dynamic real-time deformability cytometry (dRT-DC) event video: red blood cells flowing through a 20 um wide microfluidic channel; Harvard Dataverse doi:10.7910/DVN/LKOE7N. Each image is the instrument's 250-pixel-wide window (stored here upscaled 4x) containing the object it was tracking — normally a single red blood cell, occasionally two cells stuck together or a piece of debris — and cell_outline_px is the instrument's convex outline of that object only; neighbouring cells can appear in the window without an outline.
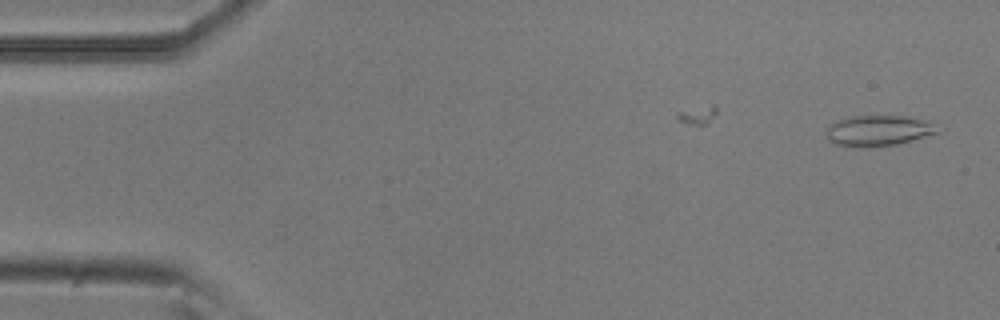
{"species": "common noctule bat (a hibernating species)", "species_latin": "Nyctalus noctula", "temperature_condition": "room temperature", "stored_images_in_passage": 9, "camera_frame_rate_fps": 3000, "um_per_image_px": 0.085, "animal": {"sex": "male", "body_mass_g": 20.5, "forearm_length_mm": 52.5}, "frame": {"image": 1, "passage_image": 1, "time_ms": 0.0, "image_size_px": [1000, 320], "cell_outline_px": [[940, 132], [912, 140], [896, 144], [860, 148], [836, 144], [828, 140], [828, 128], [836, 120], [848, 116], [880, 112], [908, 116], [932, 124]], "centroid_in_image_um": [74.62, 11.05], "position_along_channel_um": 10.4, "area_um2": 20.4}}